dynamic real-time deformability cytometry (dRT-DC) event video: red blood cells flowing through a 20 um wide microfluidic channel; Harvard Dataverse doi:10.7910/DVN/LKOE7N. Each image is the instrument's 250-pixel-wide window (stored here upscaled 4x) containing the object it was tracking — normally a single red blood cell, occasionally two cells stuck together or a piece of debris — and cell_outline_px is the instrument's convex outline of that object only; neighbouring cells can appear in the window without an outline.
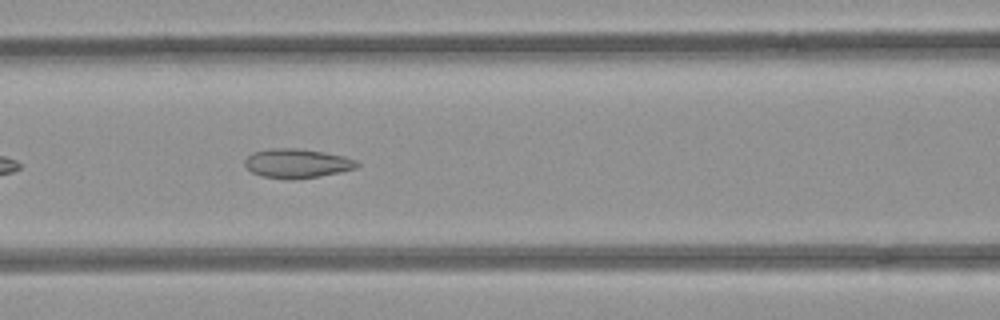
{"species": "common noctule bat (a hibernating species)", "species_latin": "Nyctalus noctula", "temperature_condition": "room temperature", "stored_images_in_passage": 39, "camera_frame_rate_fps": 3000, "um_per_image_px": 0.085, "animal": {"sex": "female", "body_mass_g": 21.9}, "frame": {"image": 1, "passage_image": 9, "time_ms": 2.667, "image_size_px": [1000, 320], "cell_outline_px": [[360, 164], [356, 168], [340, 172], [320, 176], [260, 176], [252, 172], [244, 164], [244, 160], [252, 152], [268, 148], [296, 148], [324, 152], [344, 156], [356, 160]], "centroid_in_image_um": [25.25, 13.83], "position_along_channel_um": 141.3, "area_um2": 18.38}}
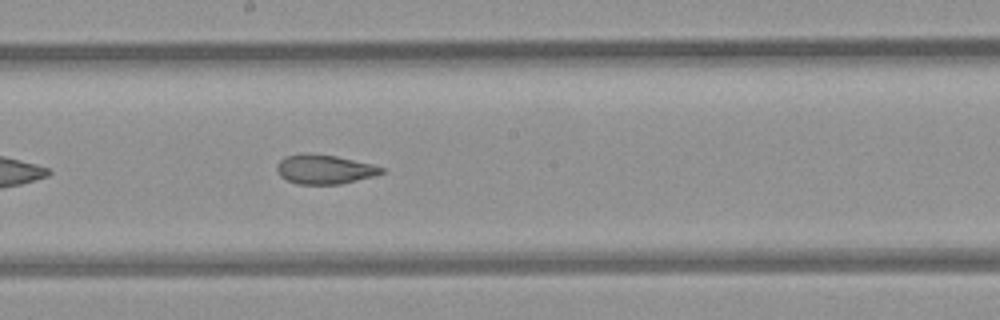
{"frame": {"image": 2, "passage_image": 15, "time_ms": 4.667, "image_size_px": [1000, 320], "cell_outline_px": [[384, 172], [376, 176], [340, 184], [300, 184], [288, 180], [280, 176], [276, 168], [280, 160], [284, 156], [336, 156], [372, 164], [384, 168]], "centroid_in_image_um": [27.64, 14.43], "position_along_channel_um": 220.6, "area_um2": 17.17}}
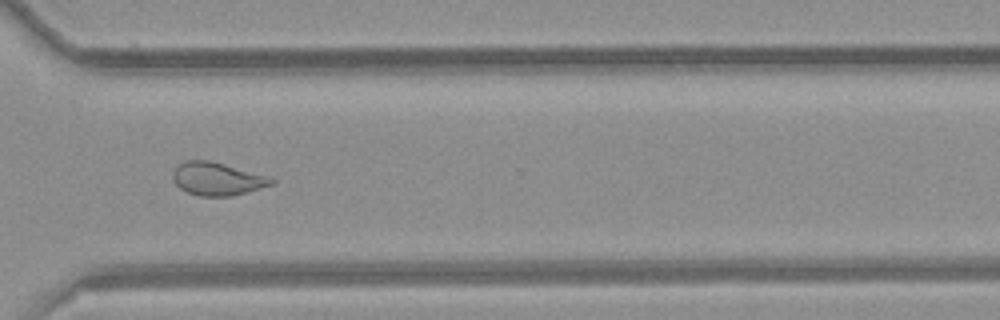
{"frame": {"image": 3, "passage_image": 25, "time_ms": 8.0, "image_size_px": [1000, 320], "cell_outline_px": [[276, 180], [272, 184], [232, 196], [200, 196], [188, 192], [180, 188], [172, 180], [172, 172], [180, 164], [188, 160], [208, 160], [272, 176]], "centroid_in_image_um": [18.48, 15.2], "position_along_channel_um": 352.1, "area_um2": 18.9}, "authors_computed_cell_mechanics": {"area_um2": 19.2474, "velocity_mm_per_s": 3.9658, "shape_relaxation_time_tau1_ms": null, "shape_relaxation_time_tau2_ms": 1.5041, "deformation_change_tau1": null, "deformation_change_tau2": 0.077}}